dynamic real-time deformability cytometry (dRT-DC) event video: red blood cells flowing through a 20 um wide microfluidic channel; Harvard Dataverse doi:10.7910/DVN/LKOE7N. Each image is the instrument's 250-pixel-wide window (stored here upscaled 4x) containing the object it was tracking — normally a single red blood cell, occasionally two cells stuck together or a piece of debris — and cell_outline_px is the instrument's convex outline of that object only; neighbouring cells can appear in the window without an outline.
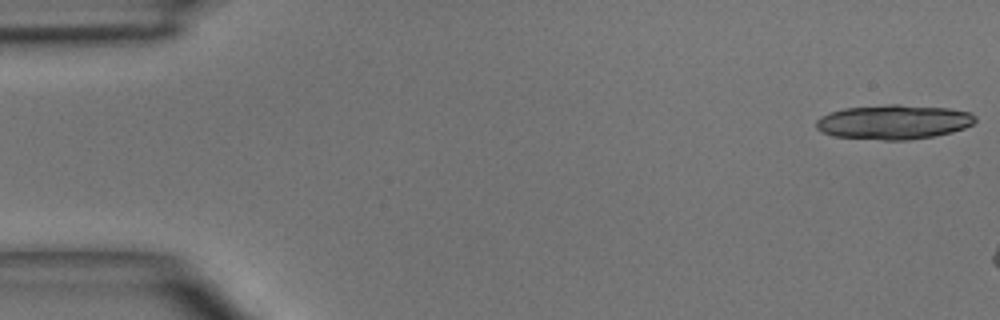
{"species": "common noctule bat (a hibernating species)", "species_latin": "Nyctalus noctula", "temperature_condition": "room temperature", "stored_images_in_passage": 3, "camera_frame_rate_fps": 3000, "um_per_image_px": 0.085, "animal": {"sex": "male", "body_mass_g": 15.6}, "frame": {"image": 1, "passage_image": 1, "time_ms": 0.0, "image_size_px": [1000, 320], "cell_outline_px": [[976, 120], [972, 124], [964, 128], [952, 132], [936, 136], [908, 140], [884, 140], [832, 136], [816, 128], [816, 120], [820, 116], [828, 112], [844, 108], [888, 104], [900, 104], [948, 108], [972, 112], [976, 116]], "centroid_in_image_um": [75.97, 10.36], "position_along_channel_um": 9.0, "area_um2": 32.31}}